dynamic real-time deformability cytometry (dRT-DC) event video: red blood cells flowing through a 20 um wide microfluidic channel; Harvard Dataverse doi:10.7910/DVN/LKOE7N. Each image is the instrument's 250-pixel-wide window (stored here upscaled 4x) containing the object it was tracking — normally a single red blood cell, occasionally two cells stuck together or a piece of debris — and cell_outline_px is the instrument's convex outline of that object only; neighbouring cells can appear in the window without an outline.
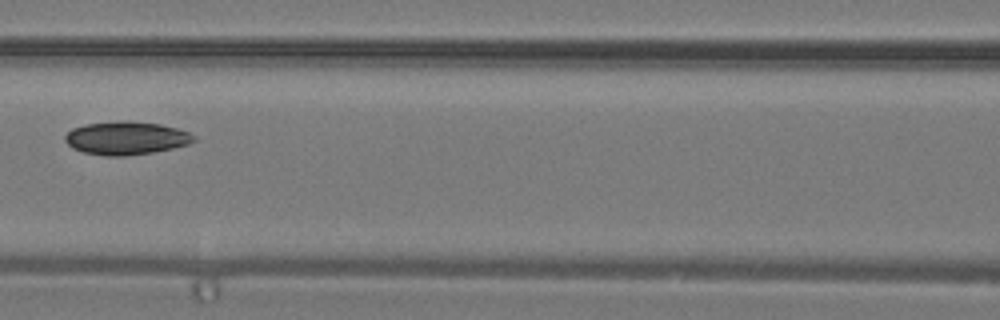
{"species": "common noctule bat (a hibernating species)", "species_latin": "Nyctalus noctula", "temperature_condition": "warm", "stored_images_in_passage": 27, "camera_frame_rate_fps": 3000, "um_per_image_px": 0.085, "animal": {"sex": "male", "body_mass_g": 19.2, "forearm_length_mm": 51.8}, "frame": {"image": 1, "passage_image": 8, "time_ms": 2.333, "image_size_px": [1000, 320], "cell_outline_px": [[196, 140], [188, 144], [172, 148], [152, 152], [124, 156], [108, 156], [84, 152], [72, 148], [64, 140], [64, 136], [72, 128], [84, 124], [120, 120], [128, 120], [160, 124], [176, 128], [188, 132], [196, 136]], "centroid_in_image_um": [10.7, 11.72], "position_along_channel_um": 155.9, "area_um2": 24.97}}
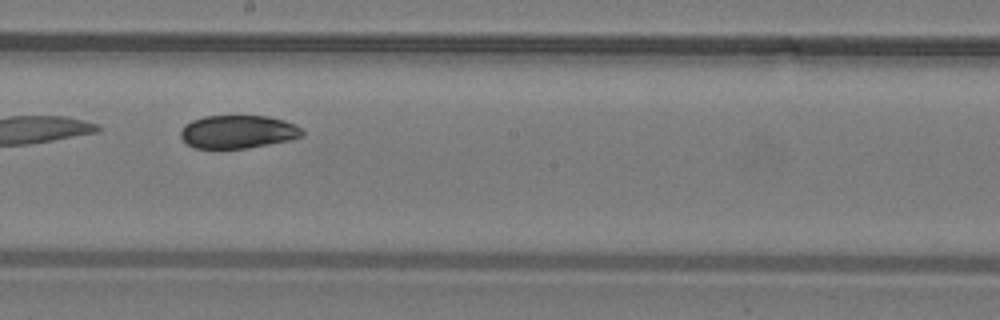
{"frame": {"image": 2, "passage_image": 12, "time_ms": 3.667, "image_size_px": [1000, 320], "cell_outline_px": [[304, 136], [292, 140], [248, 148], [196, 148], [188, 144], [180, 136], [180, 132], [184, 124], [192, 120], [204, 116], [268, 116], [284, 120], [300, 128], [304, 132]], "centroid_in_image_um": [20.23, 11.2], "position_along_channel_um": 228.0, "area_um2": 23.52}}